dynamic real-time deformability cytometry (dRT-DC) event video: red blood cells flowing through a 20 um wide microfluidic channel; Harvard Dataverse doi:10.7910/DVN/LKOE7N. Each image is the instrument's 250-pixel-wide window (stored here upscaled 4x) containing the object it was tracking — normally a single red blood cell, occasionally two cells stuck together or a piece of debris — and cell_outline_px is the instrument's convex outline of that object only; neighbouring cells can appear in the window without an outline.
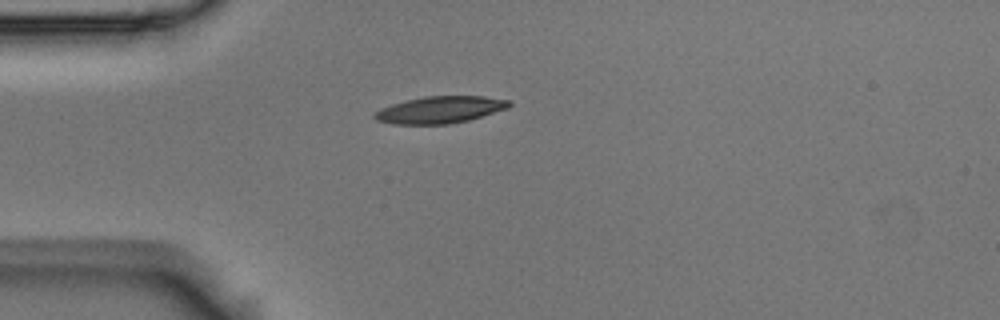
{"species": "Egyptian fruit bat (a non-hibernating species)", "species_latin": "Rousettus aegyptiacus", "temperature_condition": "room temperature", "stored_images_in_passage": 1, "camera_frame_rate_fps": 3000, "um_per_image_px": 0.085, "animal": {"sex": "male"}, "frame": {"image": 1, "passage_image": 1, "time_ms": 0.0, "image_size_px": [1000, 320], "cell_outline_px": [[512, 104], [508, 108], [468, 120], [448, 124], [392, 124], [376, 120], [372, 116], [372, 112], [380, 108], [392, 104], [424, 96], [484, 96], [512, 100]], "centroid_in_image_um": [37.39, 9.32], "position_along_channel_um": 47.6, "area_um2": 21.21}}